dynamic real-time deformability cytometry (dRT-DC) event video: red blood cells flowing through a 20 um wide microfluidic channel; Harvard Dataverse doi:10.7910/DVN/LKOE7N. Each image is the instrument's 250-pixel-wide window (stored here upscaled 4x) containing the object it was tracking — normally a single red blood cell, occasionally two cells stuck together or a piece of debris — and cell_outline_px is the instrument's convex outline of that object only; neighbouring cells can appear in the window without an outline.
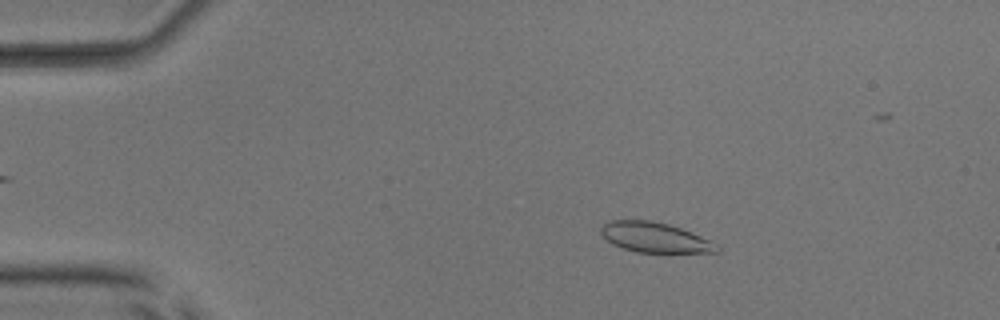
{"species": "common noctule bat (a hibernating species)", "species_latin": "Nyctalus noctula", "temperature_condition": "room temperature", "stored_images_in_passage": 52, "camera_frame_rate_fps": 3000, "um_per_image_px": 0.085, "animal": {"sex": "male", "body_mass_g": 17.9, "forearm_length_mm": 54.2}, "frame": {"image": 1, "passage_image": 9, "time_ms": 2.667, "image_size_px": [1000, 320], "cell_outline_px": [[720, 252], [636, 252], [612, 244], [600, 232], [600, 228], [604, 224], [612, 220], [652, 220], [668, 224], [680, 228], [712, 240], [720, 248]], "centroid_in_image_um": [55.68, 20.18], "position_along_channel_um": 29.3, "area_um2": 20.17}}
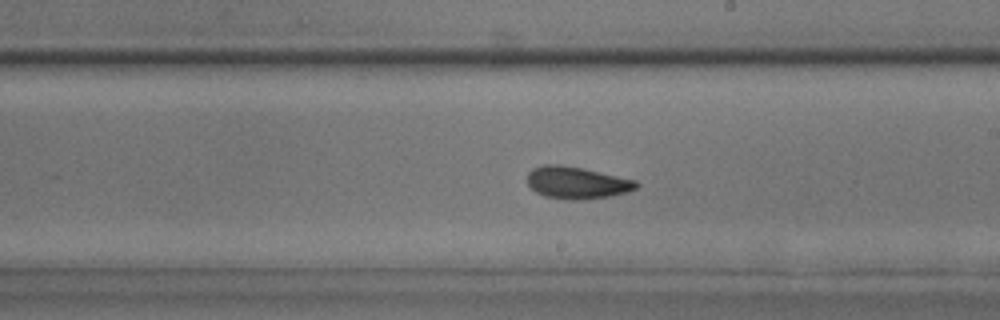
{"frame": {"image": 2, "passage_image": 30, "time_ms": 9.667, "image_size_px": [1000, 320], "cell_outline_px": [[640, 184], [636, 188], [624, 192], [608, 196], [576, 200], [572, 200], [544, 196], [536, 192], [528, 184], [528, 172], [532, 168], [540, 164], [560, 164], [580, 168], [636, 180]], "centroid_in_image_um": [48.98, 15.51], "position_along_channel_um": 240.0, "area_um2": 20.11}}
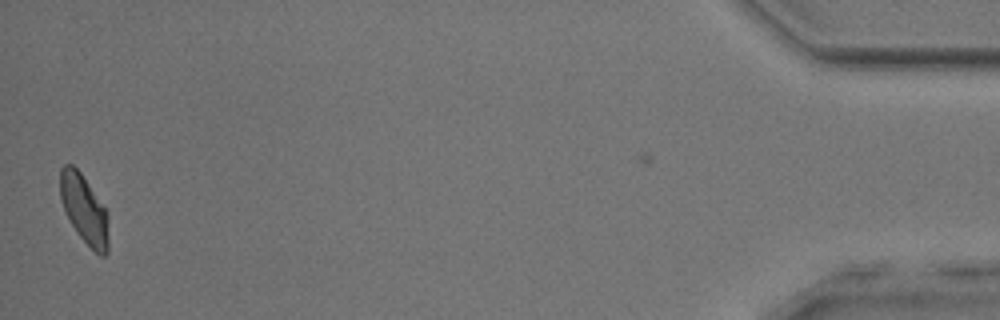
{"frame": {"image": 3, "passage_image": 51, "time_ms": 16.667, "image_size_px": [1000, 320], "cell_outline_px": [[108, 252], [104, 256], [100, 256], [76, 232], [60, 200], [60, 168], [64, 164], [72, 164], [80, 172], [108, 212]], "centroid_in_image_um": [7.16, 17.78], "position_along_channel_um": 428.0, "area_um2": 19.19}, "authors_computed_cell_mechanics": {"area_um2": 20.1722, "velocity_mm_per_s": 3.9639, "shape_relaxation_time_tau1_ms": 5.6194, "shape_relaxation_time_tau2_ms": 3.1581, "deformation_change_tau1": 0.1381, "deformation_change_tau2": 0.0693}}